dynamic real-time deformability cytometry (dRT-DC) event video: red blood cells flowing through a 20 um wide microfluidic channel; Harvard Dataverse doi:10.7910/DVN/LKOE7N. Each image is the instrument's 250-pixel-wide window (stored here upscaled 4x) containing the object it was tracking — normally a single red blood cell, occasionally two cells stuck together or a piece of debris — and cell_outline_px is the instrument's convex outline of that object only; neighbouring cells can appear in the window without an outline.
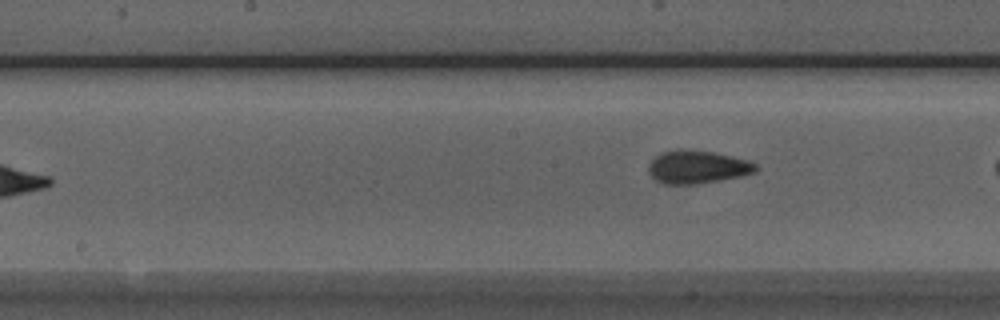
{"species": "Egyptian fruit bat (a non-hibernating species)", "species_latin": "Rousettus aegyptiacus", "temperature_condition": "room temperature", "stored_images_in_passage": 6, "camera_frame_rate_fps": 3000, "um_per_image_px": 0.085, "animal": {"sex": "male"}, "frame": {"image": 1, "passage_image": 6, "time_ms": 1.667, "image_size_px": [1000, 320], "cell_outline_px": [[756, 168], [752, 172], [740, 176], [696, 184], [664, 184], [656, 180], [648, 172], [648, 164], [660, 152], [676, 148], [680, 148], [716, 152], [748, 160], [756, 164]], "centroid_in_image_um": [59.21, 14.17], "position_along_channel_um": 189.0, "area_um2": 20.69}}